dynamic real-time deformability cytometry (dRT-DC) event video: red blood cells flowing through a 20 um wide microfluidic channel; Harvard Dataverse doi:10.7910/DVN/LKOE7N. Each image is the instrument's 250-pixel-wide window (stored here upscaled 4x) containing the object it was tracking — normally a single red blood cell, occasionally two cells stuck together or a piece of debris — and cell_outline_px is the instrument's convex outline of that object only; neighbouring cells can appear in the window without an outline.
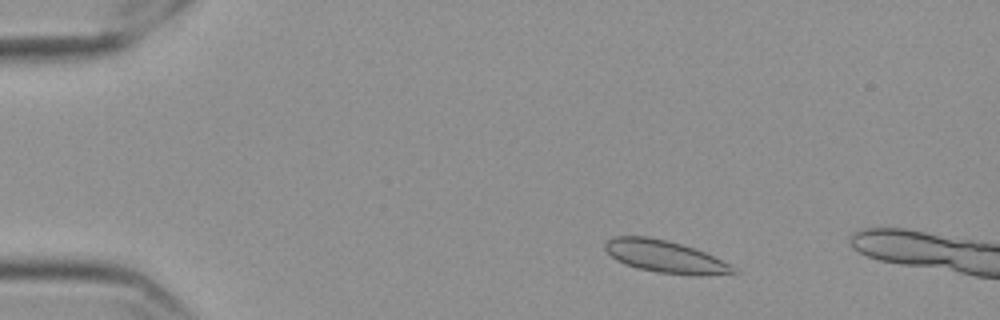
{"species": "Egyptian fruit bat (a non-hibernating species)", "species_latin": "Rousettus aegyptiacus", "temperature_condition": "cold", "stored_images_in_passage": 12, "camera_frame_rate_fps": 3000, "um_per_image_px": 0.085, "frame": {"image": 1, "passage_image": 7, "time_ms": 2.0, "image_size_px": [1000, 320], "cell_outline_px": [[740, 272], [704, 276], [692, 276], [656, 272], [636, 268], [624, 264], [616, 260], [604, 248], [604, 244], [608, 240], [616, 236], [648, 236], [680, 244], [704, 252], [728, 264]], "centroid_in_image_um": [56.5, 21.83], "position_along_channel_um": 28.5, "area_um2": 23.93}}